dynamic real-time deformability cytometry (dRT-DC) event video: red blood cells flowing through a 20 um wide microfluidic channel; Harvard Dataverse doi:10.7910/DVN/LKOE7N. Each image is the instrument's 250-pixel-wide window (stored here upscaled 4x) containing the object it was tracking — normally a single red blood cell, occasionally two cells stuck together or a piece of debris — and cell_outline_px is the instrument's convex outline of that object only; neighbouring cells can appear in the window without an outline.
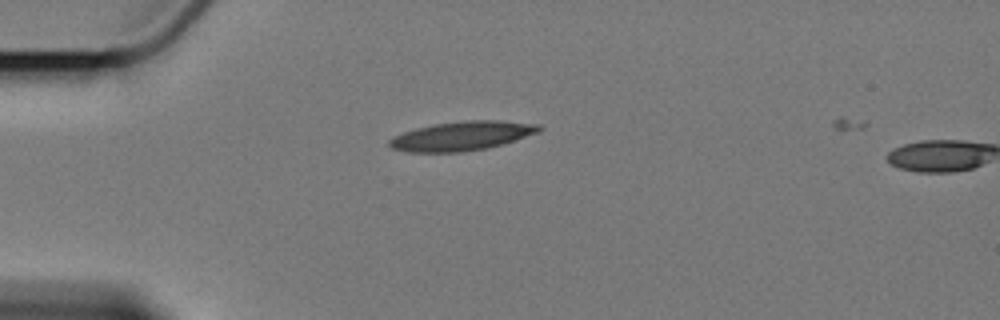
{"species": "Egyptian fruit bat (a non-hibernating species)", "species_latin": "Rousettus aegyptiacus", "temperature_condition": "cold", "stored_images_in_passage": 2, "camera_frame_rate_fps": 3000, "um_per_image_px": 0.085, "animal": {"sex": "female"}, "frame": {"image": 1, "passage_image": 1, "time_ms": 0.0, "image_size_px": [1000, 320], "cell_outline_px": [[544, 128], [540, 132], [488, 148], [460, 152], [408, 152], [392, 148], [388, 144], [388, 140], [392, 136], [416, 128], [436, 124], [464, 120], [500, 120], [540, 124]], "centroid_in_image_um": [39.28, 11.55], "position_along_channel_um": 45.7, "area_um2": 25.49}}